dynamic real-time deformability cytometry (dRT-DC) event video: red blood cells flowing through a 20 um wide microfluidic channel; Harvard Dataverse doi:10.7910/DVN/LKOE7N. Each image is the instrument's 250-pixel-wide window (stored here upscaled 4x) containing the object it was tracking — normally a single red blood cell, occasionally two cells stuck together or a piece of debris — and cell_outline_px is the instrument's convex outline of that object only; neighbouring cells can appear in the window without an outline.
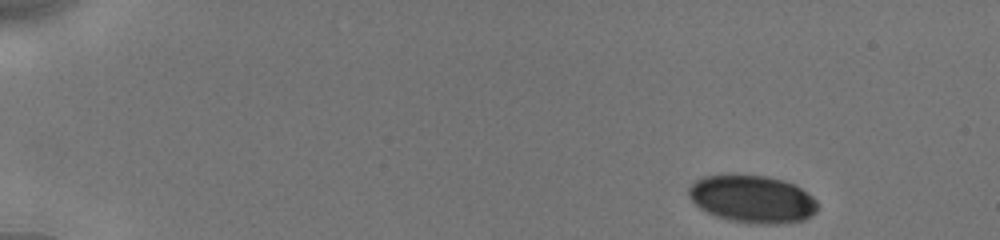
{"species": "human", "species_latin": "Homo sapiens", "temperature_condition": "cold", "stored_images_in_passage": 9, "camera_frame_rate_fps": 3000, "um_per_image_px": 0.085, "donor": {"sex": "male"}, "frame": {"image": 1, "passage_image": 1, "time_ms": 0.0, "image_size_px": [1000, 240], "cell_outline_px": [[816, 212], [812, 216], [804, 220], [780, 224], [756, 224], [728, 220], [716, 216], [700, 208], [688, 196], [688, 188], [696, 180], [704, 176], [768, 176], [784, 180], [800, 188], [812, 196], [816, 200]], "centroid_in_image_um": [63.96, 16.94], "position_along_channel_um": 21.0, "area_um2": 35.43}}
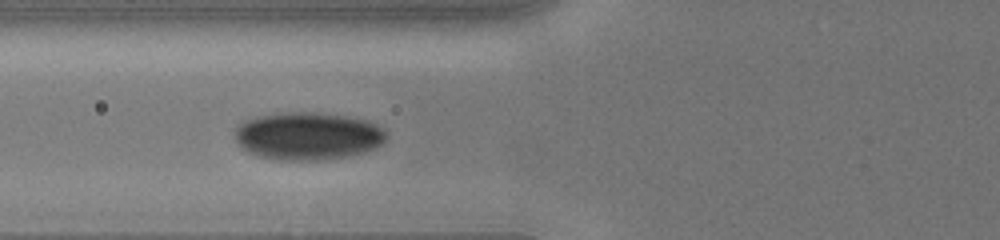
{"frame": {"image": 2, "passage_image": 8, "time_ms": 5.333, "image_size_px": [1000, 240], "cell_outline_px": [[384, 140], [380, 144], [364, 152], [348, 156], [320, 160], [272, 160], [248, 152], [240, 148], [236, 140], [236, 128], [244, 120], [256, 116], [292, 112], [312, 112], [344, 116], [364, 120], [384, 128]], "centroid_in_image_um": [26.11, 11.57], "position_along_channel_um": 99.7, "area_um2": 41.79}}
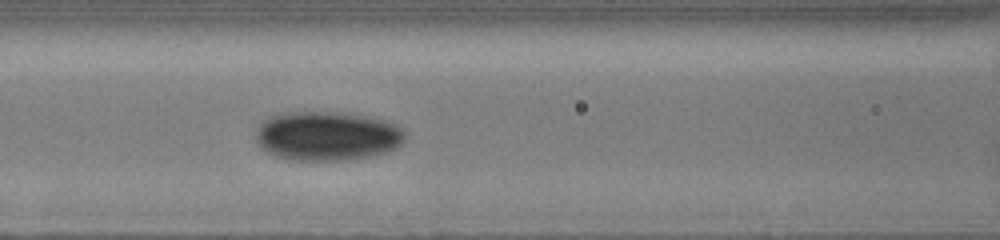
{"frame": {"image": 3, "passage_image": 9, "time_ms": 6.333, "image_size_px": [1000, 240], "cell_outline_px": [[404, 140], [396, 148], [384, 152], [368, 156], [344, 160], [288, 160], [264, 152], [256, 144], [256, 128], [268, 116], [280, 112], [332, 112], [364, 116], [384, 120], [396, 124], [404, 128]], "centroid_in_image_um": [27.73, 11.56], "position_along_channel_um": 138.9, "area_um2": 43.06}}